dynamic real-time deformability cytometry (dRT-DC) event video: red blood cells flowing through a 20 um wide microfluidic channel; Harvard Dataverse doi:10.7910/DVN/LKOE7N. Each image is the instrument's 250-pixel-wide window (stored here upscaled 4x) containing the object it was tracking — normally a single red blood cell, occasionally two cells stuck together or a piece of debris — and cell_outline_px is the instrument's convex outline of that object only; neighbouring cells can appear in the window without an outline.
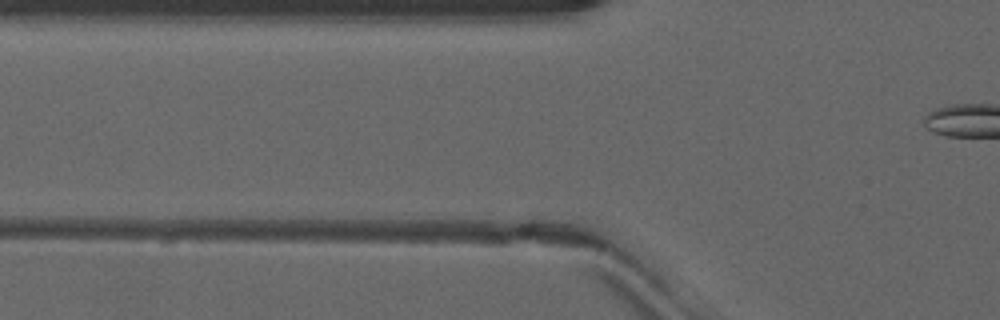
{"species": "common noctule bat (a hibernating species)", "species_latin": "Nyctalus noctula", "temperature_condition": "warm", "stored_images_in_passage": 3, "camera_frame_rate_fps": 3000, "um_per_image_px": 0.085, "animal": {"sex": "male", "forearm_length_mm": 52.5}, "frame": {"image": 1, "passage_image": 2, "time_ms": 0.333, "image_size_px": [1000, 320], "cell_outline_px": [[552, 60], [516, 68], [416, 68], [404, 64], [396, 60], [396, 56], [404, 52], [528, 52], [552, 56]], "centroid_in_image_um": [40.04, 5.07], "position_along_channel_um": 85.8, "area_um2": 16.01}}